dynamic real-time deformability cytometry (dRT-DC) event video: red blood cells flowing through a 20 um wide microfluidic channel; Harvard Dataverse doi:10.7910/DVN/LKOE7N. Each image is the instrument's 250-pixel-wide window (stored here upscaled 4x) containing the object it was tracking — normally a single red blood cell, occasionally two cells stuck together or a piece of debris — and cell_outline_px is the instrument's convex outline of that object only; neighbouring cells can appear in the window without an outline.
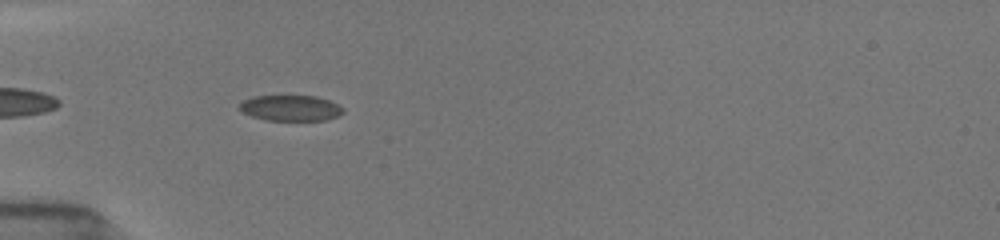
{"species": "common noctule bat (a hibernating species)", "species_latin": "Nyctalus noctula", "temperature_condition": "room temperature", "stored_images_in_passage": 27, "camera_frame_rate_fps": 3000, "um_per_image_px": 0.085, "animal": {"sex": "female", "body_mass_g": 19.5, "forearm_length_mm": 54.1}, "frame": {"image": 1, "passage_image": 3, "time_ms": 0.667, "image_size_px": [1000, 240], "cell_outline_px": [[344, 112], [336, 116], [324, 120], [264, 120], [252, 116], [244, 112], [240, 108], [240, 104], [244, 100], [252, 96], [316, 96], [328, 100], [344, 108]], "centroid_in_image_um": [24.7, 9.18], "position_along_channel_um": 60.3, "area_um2": 15.32}}
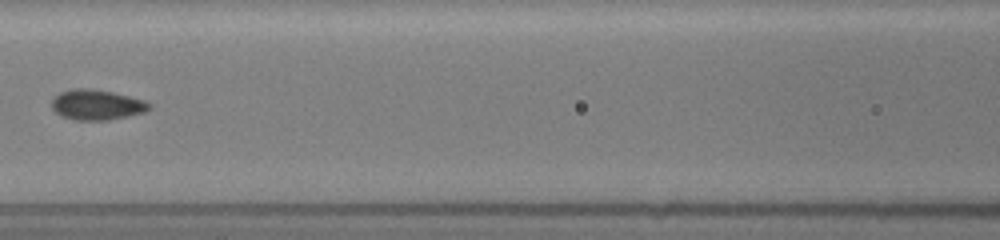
{"frame": {"image": 2, "passage_image": 7, "time_ms": 2.0, "image_size_px": [1000, 240], "cell_outline_px": [[152, 108], [144, 112], [128, 116], [108, 120], [72, 120], [60, 116], [52, 108], [52, 100], [60, 92], [72, 88], [92, 88], [112, 92], [144, 100], [152, 104]], "centroid_in_image_um": [8.22, 8.91], "position_along_channel_um": 158.4, "area_um2": 17.34}}
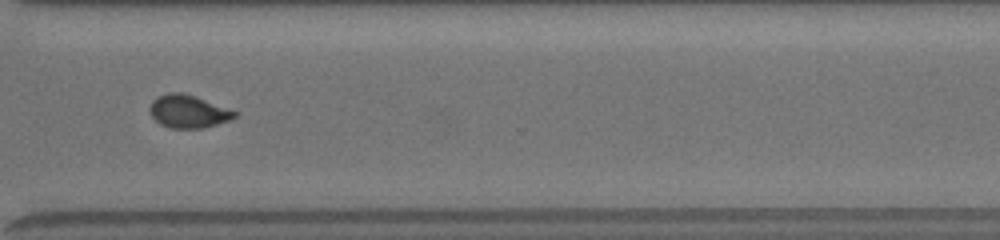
{"frame": {"image": 3, "passage_image": 20, "time_ms": 6.333, "image_size_px": [1000, 240], "cell_outline_px": [[240, 112], [236, 116], [228, 120], [216, 124], [200, 128], [172, 128], [160, 124], [148, 112], [148, 108], [152, 100], [156, 96], [168, 92], [180, 92], [196, 96]], "centroid_in_image_um": [15.98, 9.45], "position_along_channel_um": 354.6, "area_um2": 16.42}, "authors_computed_cell_mechanics": {"area_um2": 16.6464, "velocity_mm_per_s": 3.9767, "shape_relaxation_time_tau1_ms": 2.3892, "shape_relaxation_time_tau2_ms": 0.1431, "deformation_change_tau1": 0.0989, "deformation_change_tau2": 0.052}}